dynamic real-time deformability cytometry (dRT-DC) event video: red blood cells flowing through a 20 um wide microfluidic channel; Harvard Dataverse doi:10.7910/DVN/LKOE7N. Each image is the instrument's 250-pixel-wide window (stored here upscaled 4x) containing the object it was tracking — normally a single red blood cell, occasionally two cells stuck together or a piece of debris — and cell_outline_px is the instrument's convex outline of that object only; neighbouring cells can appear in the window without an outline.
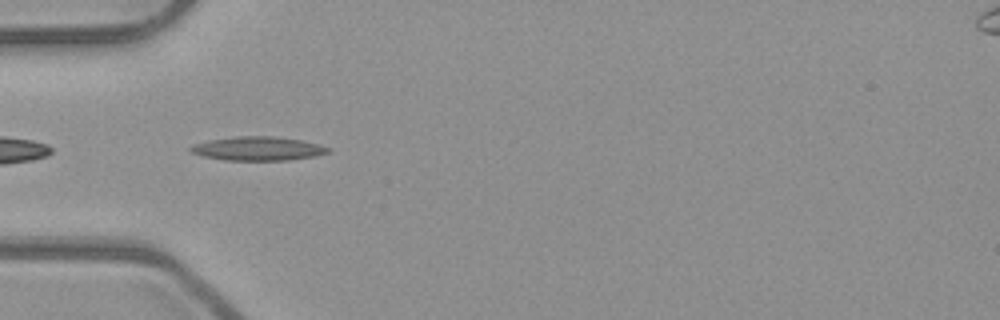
{"species": "common noctule bat (a hibernating species)", "species_latin": "Nyctalus noctula", "temperature_condition": "room temperature", "stored_images_in_passage": 7, "camera_frame_rate_fps": 3000, "um_per_image_px": 0.085, "animal": {"sex": "male", "body_mass_g": 23.1, "forearm_length_mm": 52.7}, "frame": {"image": 1, "passage_image": 4, "time_ms": 1.0, "image_size_px": [1000, 320], "cell_outline_px": [[332, 148], [328, 152], [312, 156], [288, 160], [224, 160], [204, 156], [192, 152], [188, 148], [192, 144], [208, 140], [236, 136], [272, 136], [300, 140]], "centroid_in_image_um": [21.87, 12.62], "position_along_channel_um": 63.1, "area_um2": 18.9}}
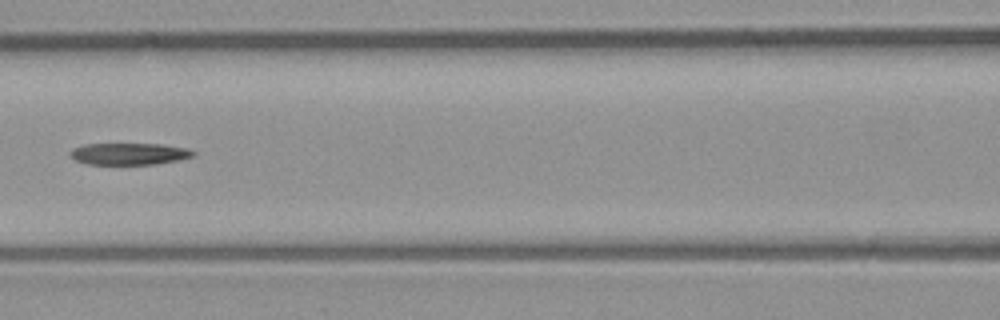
{"frame": {"image": 2, "passage_image": 6, "time_ms": 1.667, "image_size_px": [1000, 320], "cell_outline_px": [[196, 156], [156, 164], [88, 164], [76, 160], [72, 156], [72, 148], [84, 144], [160, 144], [188, 148], [196, 152]], "centroid_in_image_um": [11.03, 13.07], "position_along_channel_um": 155.6, "area_um2": 15.49}}
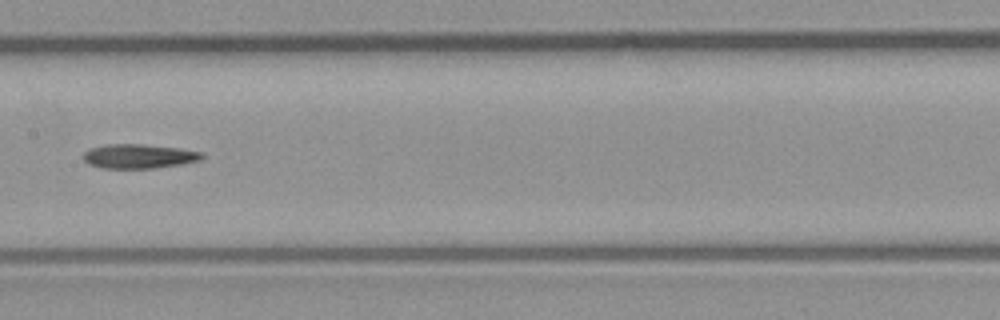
{"frame": {"image": 3, "passage_image": 7, "time_ms": 2.0, "image_size_px": [1000, 320], "cell_outline_px": [[204, 156], [200, 160], [180, 164], [156, 168], [100, 168], [88, 164], [84, 160], [84, 152], [88, 148], [104, 144], [140, 144], [180, 148], [200, 152]], "centroid_in_image_um": [11.75, 13.28], "position_along_channel_um": 195.7, "area_um2": 16.82}}